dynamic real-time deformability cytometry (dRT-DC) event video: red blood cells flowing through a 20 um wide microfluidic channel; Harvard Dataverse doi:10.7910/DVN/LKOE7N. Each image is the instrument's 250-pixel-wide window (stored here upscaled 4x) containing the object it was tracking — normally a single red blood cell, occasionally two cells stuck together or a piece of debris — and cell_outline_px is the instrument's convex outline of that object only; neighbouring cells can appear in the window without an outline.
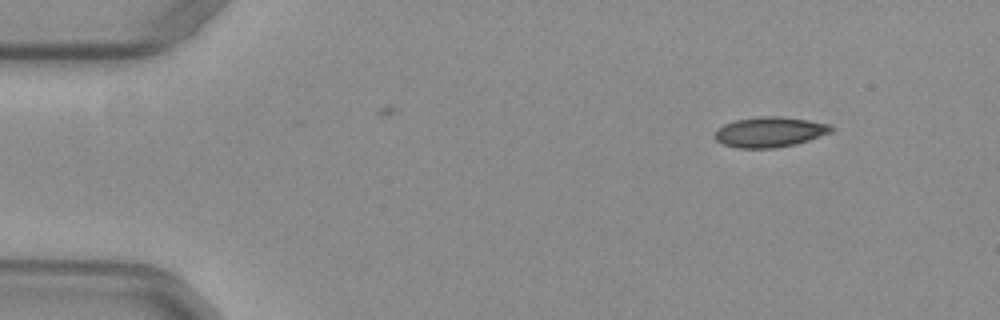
{"species": "common noctule bat (a hibernating species)", "species_latin": "Nyctalus noctula", "temperature_condition": "warm", "stored_images_in_passage": 3, "camera_frame_rate_fps": 3000, "um_per_image_px": 0.085, "animal": {"sex": "female", "body_mass_g": 29.2, "forearm_length_mm": 56.3}, "frame": {"image": 1, "passage_image": 1, "time_ms": 0.0, "image_size_px": [1000, 320], "cell_outline_px": [[836, 128], [832, 132], [796, 144], [776, 148], [740, 148], [724, 144], [716, 140], [716, 128], [724, 124], [736, 120], [756, 116], [780, 116], [808, 120], [828, 124]], "centroid_in_image_um": [65.44, 11.21], "position_along_channel_um": 19.6, "area_um2": 20.52}}